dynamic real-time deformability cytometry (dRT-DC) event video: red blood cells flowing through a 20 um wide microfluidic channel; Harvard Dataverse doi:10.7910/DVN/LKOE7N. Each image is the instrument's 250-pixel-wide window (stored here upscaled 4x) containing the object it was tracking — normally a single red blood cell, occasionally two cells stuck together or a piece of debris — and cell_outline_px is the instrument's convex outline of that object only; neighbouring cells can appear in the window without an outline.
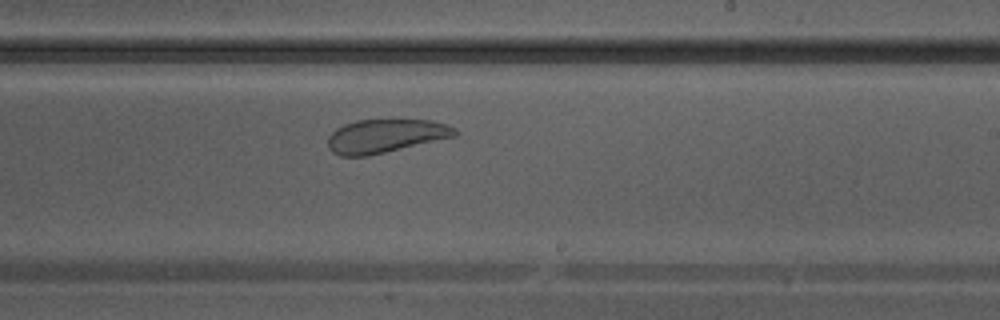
{"species": "Egyptian fruit bat (a non-hibernating species)", "species_latin": "Rousettus aegyptiacus", "temperature_condition": "warm", "stored_images_in_passage": 31, "camera_frame_rate_fps": 3000, "um_per_image_px": 0.085, "animal": {"sex": "male"}, "frame": {"image": 1, "passage_image": 18, "time_ms": 5.667, "image_size_px": [1000, 320], "cell_outline_px": [[460, 132], [456, 136], [368, 156], [340, 156], [332, 152], [328, 148], [328, 136], [336, 128], [344, 124], [356, 120], [432, 120], [448, 124], [456, 128]], "centroid_in_image_um": [32.77, 11.55], "position_along_channel_um": 256.2, "area_um2": 24.97}}